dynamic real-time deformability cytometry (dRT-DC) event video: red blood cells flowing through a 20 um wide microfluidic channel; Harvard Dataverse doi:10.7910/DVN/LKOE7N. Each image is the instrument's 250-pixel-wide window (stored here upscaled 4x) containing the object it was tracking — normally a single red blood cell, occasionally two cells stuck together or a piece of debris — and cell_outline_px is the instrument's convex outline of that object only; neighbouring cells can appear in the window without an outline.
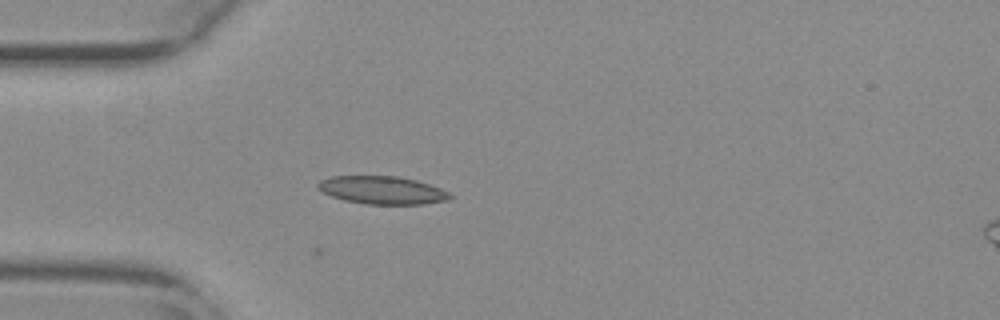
{"species": "common noctule bat (a hibernating species)", "species_latin": "Nyctalus noctula", "temperature_condition": "warm", "stored_images_in_passage": 20, "camera_frame_rate_fps": 3000, "um_per_image_px": 0.085, "animal": {"sex": "female", "body_mass_g": 29.2, "forearm_length_mm": 56.3}, "frame": {"image": 1, "passage_image": 1, "time_ms": 0.0, "image_size_px": [1000, 320], "cell_outline_px": [[452, 196], [448, 200], [424, 204], [364, 204], [344, 200], [332, 196], [316, 188], [316, 184], [320, 180], [332, 176], [396, 176], [416, 180], [440, 188], [448, 192]], "centroid_in_image_um": [32.46, 16.16], "position_along_channel_um": 52.5, "area_um2": 21.44}}
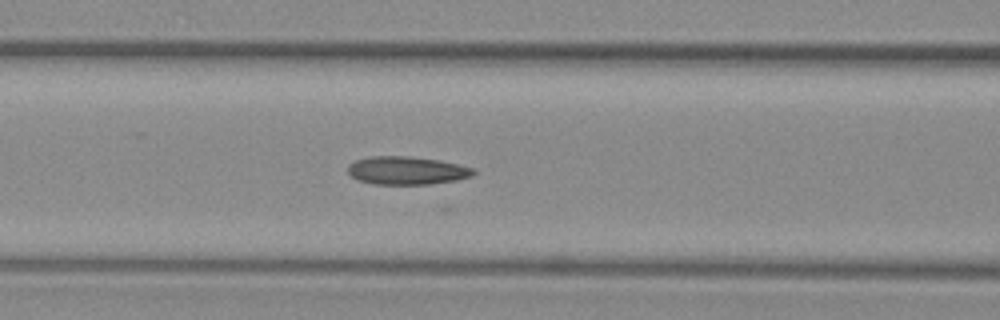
{"frame": {"image": 2, "passage_image": 8, "time_ms": 2.333, "image_size_px": [1000, 320], "cell_outline_px": [[476, 172], [472, 176], [456, 180], [432, 184], [372, 184], [356, 180], [348, 172], [348, 164], [356, 160], [372, 156], [408, 156], [440, 160], [472, 168]], "centroid_in_image_um": [34.55, 14.5], "position_along_channel_um": 132.1, "area_um2": 20.58}}
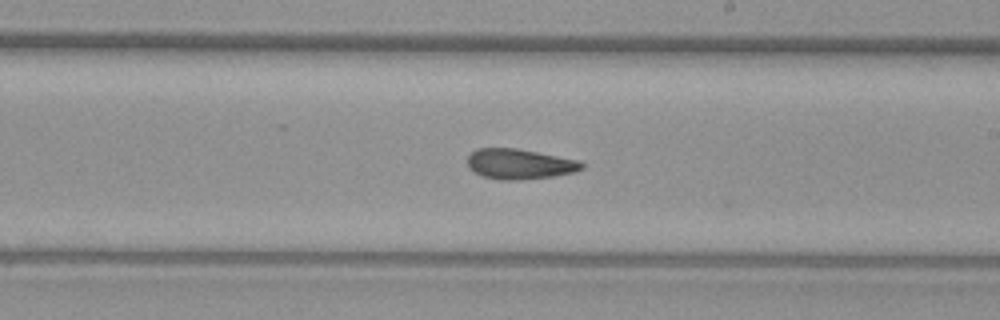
{"frame": {"image": 3, "passage_image": 17, "time_ms": 5.333, "image_size_px": [1000, 320], "cell_outline_px": [[584, 168], [576, 172], [552, 176], [520, 180], [500, 180], [484, 176], [468, 168], [468, 156], [476, 148], [516, 148], [580, 160], [584, 164]], "centroid_in_image_um": [44.19, 13.94], "position_along_channel_um": 244.8, "area_um2": 20.17}}